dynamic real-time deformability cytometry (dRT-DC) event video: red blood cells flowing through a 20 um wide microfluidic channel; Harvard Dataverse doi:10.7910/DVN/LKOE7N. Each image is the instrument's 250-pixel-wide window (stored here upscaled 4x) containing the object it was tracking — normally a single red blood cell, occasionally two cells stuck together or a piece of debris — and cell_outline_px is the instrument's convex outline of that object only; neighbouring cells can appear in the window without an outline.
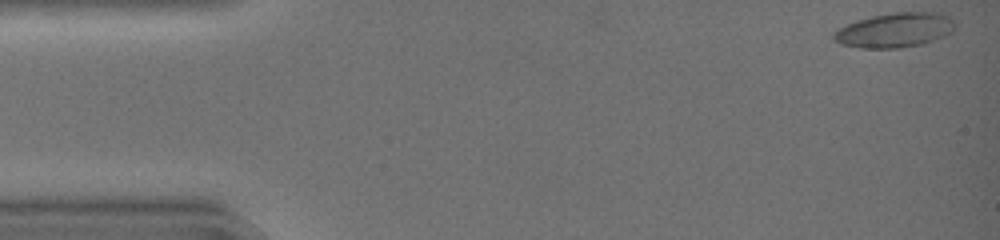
{"species": "common noctule bat (a hibernating species)", "species_latin": "Nyctalus noctula", "temperature_condition": "warm", "stored_images_in_passage": 42, "camera_frame_rate_fps": 3000, "um_per_image_px": 0.085, "animal": {"sex": "female", "body_mass_g": 19.0, "forearm_length_mm": 51.5}, "frame": {"image": 1, "passage_image": 1, "time_ms": 0.0, "image_size_px": [1000, 240], "cell_outline_px": [[956, 28], [952, 32], [944, 36], [920, 44], [900, 48], [860, 48], [840, 44], [832, 36], [832, 32], [856, 20], [872, 16], [896, 12], [940, 12], [948, 16], [956, 24]], "centroid_in_image_um": [76.07, 2.56], "position_along_channel_um": 8.9, "area_um2": 24.45}}
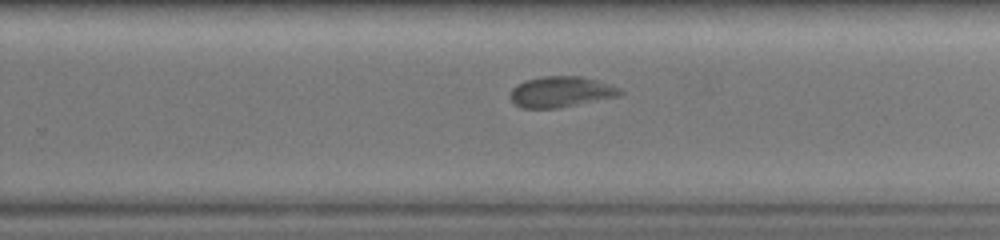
{"frame": {"image": 2, "passage_image": 29, "time_ms": 9.333, "image_size_px": [1000, 240], "cell_outline_px": [[624, 92], [620, 96], [560, 108], [520, 108], [512, 104], [508, 96], [512, 88], [516, 84], [524, 80], [540, 76], [580, 76], [596, 80], [620, 88]], "centroid_in_image_um": [47.62, 7.81], "position_along_channel_um": 282.2, "area_um2": 20.11}}
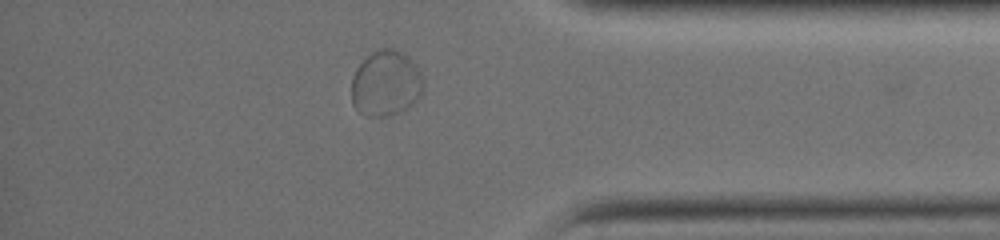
{"frame": {"image": 3, "passage_image": 38, "time_ms": 12.333, "image_size_px": [1000, 240], "cell_outline_px": [[424, 88], [420, 96], [412, 104], [388, 116], [364, 116], [352, 104], [352, 76], [356, 68], [372, 52], [384, 48], [396, 48], [404, 52], [416, 64], [424, 80]], "centroid_in_image_um": [32.81, 7.07], "position_along_channel_um": 402.4, "area_um2": 27.57}}